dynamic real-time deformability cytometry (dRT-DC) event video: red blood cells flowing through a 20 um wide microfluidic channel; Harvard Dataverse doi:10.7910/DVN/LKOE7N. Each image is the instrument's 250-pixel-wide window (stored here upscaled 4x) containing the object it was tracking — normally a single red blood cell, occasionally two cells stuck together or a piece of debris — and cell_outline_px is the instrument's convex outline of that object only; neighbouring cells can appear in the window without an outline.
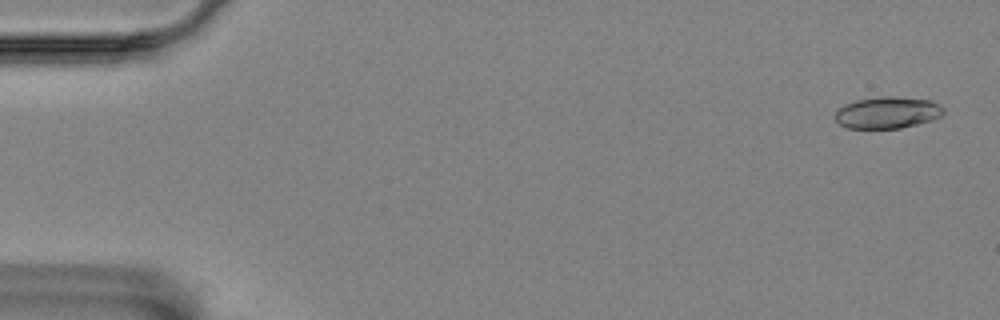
{"species": "Egyptian fruit bat (a non-hibernating species)", "species_latin": "Rousettus aegyptiacus", "temperature_condition": "room temperature", "stored_images_in_passage": 15, "camera_frame_rate_fps": 3000, "um_per_image_px": 0.085, "animal": {"sex": "female"}, "frame": {"image": 1, "passage_image": 2, "time_ms": 0.333, "image_size_px": [1000, 320], "cell_outline_px": [[944, 112], [940, 116], [932, 120], [900, 128], [848, 128], [840, 124], [832, 116], [836, 108], [844, 104], [856, 100], [884, 96], [892, 96], [932, 100], [940, 104], [944, 108]], "centroid_in_image_um": [75.4, 9.56], "position_along_channel_um": 9.6, "area_um2": 20.23}}
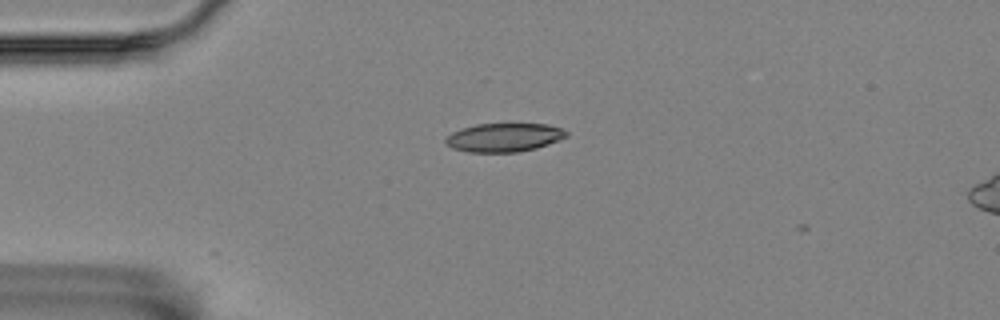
{"frame": {"image": 2, "passage_image": 14, "time_ms": 4.333, "image_size_px": [1000, 320], "cell_outline_px": [[568, 136], [560, 140], [536, 148], [516, 152], [468, 152], [452, 148], [444, 140], [452, 132], [476, 124], [548, 124], [560, 128], [568, 132]], "centroid_in_image_um": [42.87, 11.68], "position_along_channel_um": 42.1, "area_um2": 20.0}}